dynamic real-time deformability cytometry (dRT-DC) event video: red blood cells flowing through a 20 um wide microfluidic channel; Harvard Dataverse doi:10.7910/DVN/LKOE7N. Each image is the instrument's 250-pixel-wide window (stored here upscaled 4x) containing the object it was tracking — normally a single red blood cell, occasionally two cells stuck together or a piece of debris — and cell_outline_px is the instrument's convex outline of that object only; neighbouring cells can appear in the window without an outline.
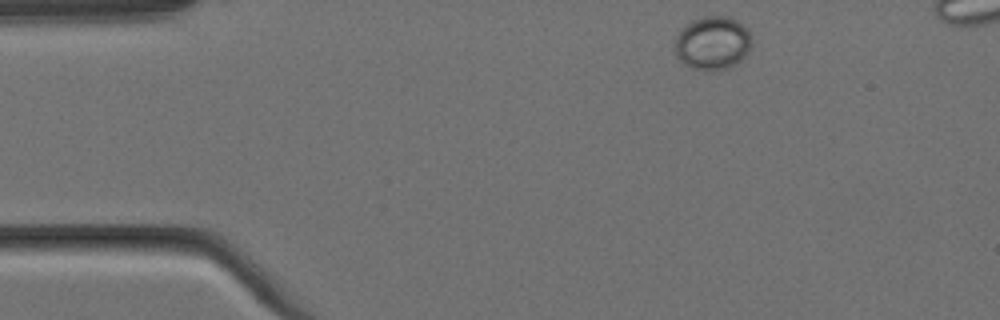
{"species": "Egyptian fruit bat (a non-hibernating species)", "species_latin": "Rousettus aegyptiacus", "temperature_condition": "cold", "stored_images_in_passage": 4, "camera_frame_rate_fps": 3000, "um_per_image_px": 0.085, "animal": {"sex": "female"}, "frame": {"image": 1, "passage_image": 1, "time_ms": 0.0, "image_size_px": [1000, 320], "cell_outline_px": [[752, 44], [748, 52], [736, 64], [728, 68], [716, 72], [692, 68], [684, 64], [676, 56], [676, 36], [684, 24], [692, 20], [704, 16], [728, 16], [736, 20], [748, 32]], "centroid_in_image_um": [60.55, 3.67], "position_along_channel_um": 24.5, "area_um2": 23.99}}